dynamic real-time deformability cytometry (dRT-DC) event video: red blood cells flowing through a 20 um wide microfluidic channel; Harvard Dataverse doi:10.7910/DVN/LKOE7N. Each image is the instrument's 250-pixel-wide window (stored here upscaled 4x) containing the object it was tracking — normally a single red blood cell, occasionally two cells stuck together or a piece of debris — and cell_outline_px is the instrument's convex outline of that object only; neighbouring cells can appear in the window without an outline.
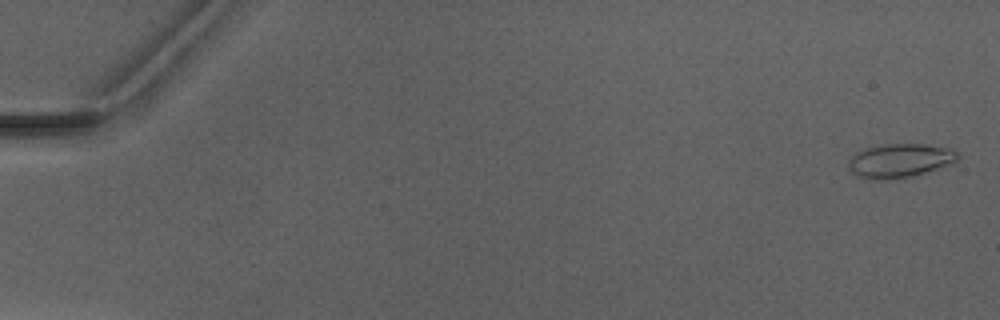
{"species": "Egyptian fruit bat (a non-hibernating species)", "species_latin": "Rousettus aegyptiacus", "temperature_condition": "warm", "stored_images_in_passage": 5, "camera_frame_rate_fps": 3000, "um_per_image_px": 0.085, "animal": {"sex": "male"}, "frame": {"image": 1, "passage_image": 1, "time_ms": 0.0, "image_size_px": [1000, 320], "cell_outline_px": [[960, 156], [952, 164], [944, 168], [908, 176], [888, 180], [860, 176], [852, 172], [848, 164], [848, 160], [852, 156], [868, 148], [884, 144], [924, 144], [952, 148], [960, 152]], "centroid_in_image_um": [76.6, 13.63], "position_along_channel_um": 8.4, "area_um2": 21.39}}